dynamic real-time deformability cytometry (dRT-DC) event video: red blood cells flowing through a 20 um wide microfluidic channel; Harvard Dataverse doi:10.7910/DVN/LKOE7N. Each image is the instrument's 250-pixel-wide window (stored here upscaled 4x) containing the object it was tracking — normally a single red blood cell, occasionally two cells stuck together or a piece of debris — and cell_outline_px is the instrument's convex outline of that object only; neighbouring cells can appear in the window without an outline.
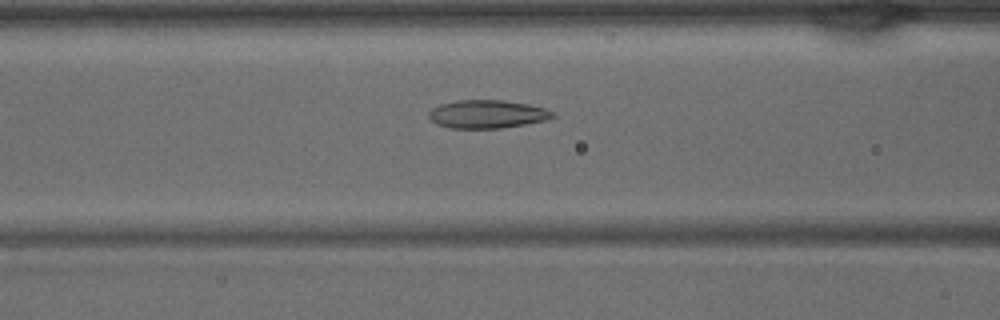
{"species": "common noctule bat (a hibernating species)", "species_latin": "Nyctalus noctula", "temperature_condition": "warm", "stored_images_in_passage": 42, "camera_frame_rate_fps": 3000, "um_per_image_px": 0.085, "animal": {"sex": "male", "body_mass_g": 15.6}, "frame": {"image": 1, "passage_image": 17, "time_ms": 5.333, "image_size_px": [1000, 320], "cell_outline_px": [[556, 116], [548, 120], [500, 128], [448, 128], [436, 124], [428, 116], [428, 112], [432, 108], [440, 104], [456, 100], [504, 100], [528, 104], [544, 108], [556, 112]], "centroid_in_image_um": [41.42, 9.7], "position_along_channel_um": 125.2, "area_um2": 20.52}}
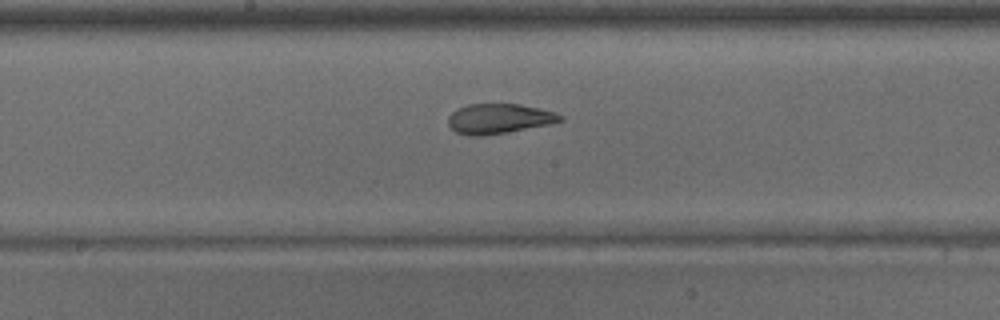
{"frame": {"image": 2, "passage_image": 22, "time_ms": 7.0, "image_size_px": [1000, 320], "cell_outline_px": [[564, 120], [548, 124], [484, 136], [468, 136], [456, 132], [448, 124], [448, 116], [456, 108], [468, 104], [520, 104], [556, 112], [564, 116]], "centroid_in_image_um": [42.39, 10.08], "position_along_channel_um": 205.8, "area_um2": 19.54}}
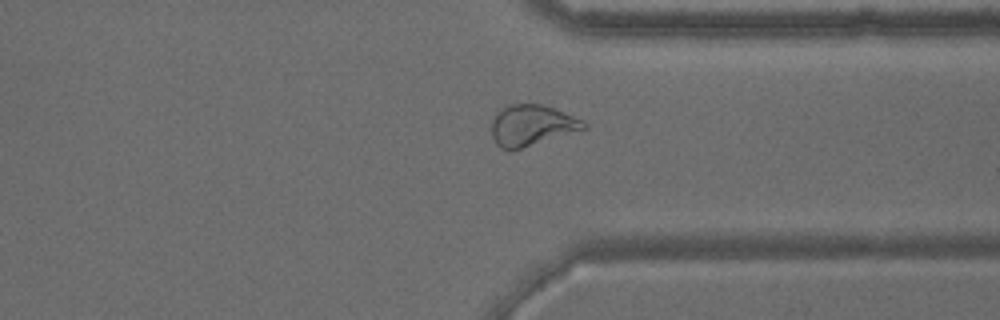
{"frame": {"image": 3, "passage_image": 32, "time_ms": 10.333, "image_size_px": [1000, 320], "cell_outline_px": [[588, 128], [520, 148], [500, 148], [496, 144], [492, 136], [492, 120], [496, 112], [508, 104], [540, 104], [564, 112], [584, 120], [588, 124]], "centroid_in_image_um": [45.2, 10.63], "position_along_channel_um": 366.2, "area_um2": 21.68}}